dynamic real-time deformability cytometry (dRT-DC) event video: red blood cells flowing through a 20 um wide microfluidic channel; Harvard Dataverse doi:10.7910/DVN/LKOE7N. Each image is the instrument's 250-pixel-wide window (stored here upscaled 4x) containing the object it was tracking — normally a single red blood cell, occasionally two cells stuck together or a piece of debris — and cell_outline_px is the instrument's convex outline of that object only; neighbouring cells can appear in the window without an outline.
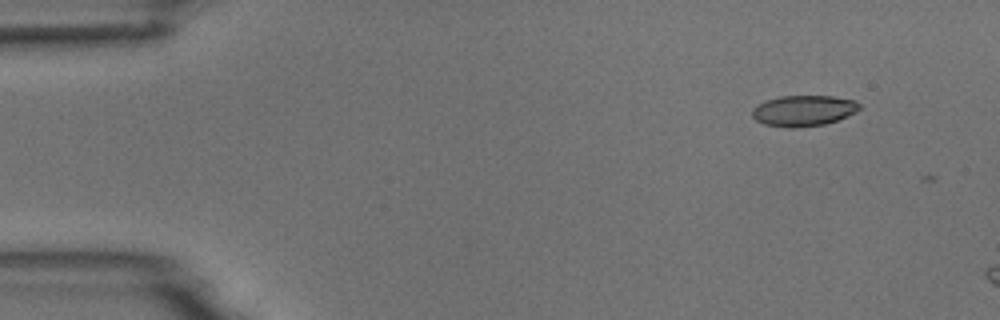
{"species": "common noctule bat (a hibernating species)", "species_latin": "Nyctalus noctula", "temperature_condition": "room temperature", "stored_images_in_passage": 3, "camera_frame_rate_fps": 3000, "um_per_image_px": 0.085, "animal": {"sex": "male", "body_mass_g": 18.8}, "frame": {"image": 1, "passage_image": 1, "time_ms": 0.0, "image_size_px": [1000, 320], "cell_outline_px": [[860, 108], [856, 112], [836, 120], [824, 124], [792, 128], [764, 124], [756, 120], [752, 116], [752, 108], [768, 100], [780, 96], [832, 96], [852, 100], [860, 104]], "centroid_in_image_um": [68.29, 9.41], "position_along_channel_um": 16.7, "area_um2": 18.96}}